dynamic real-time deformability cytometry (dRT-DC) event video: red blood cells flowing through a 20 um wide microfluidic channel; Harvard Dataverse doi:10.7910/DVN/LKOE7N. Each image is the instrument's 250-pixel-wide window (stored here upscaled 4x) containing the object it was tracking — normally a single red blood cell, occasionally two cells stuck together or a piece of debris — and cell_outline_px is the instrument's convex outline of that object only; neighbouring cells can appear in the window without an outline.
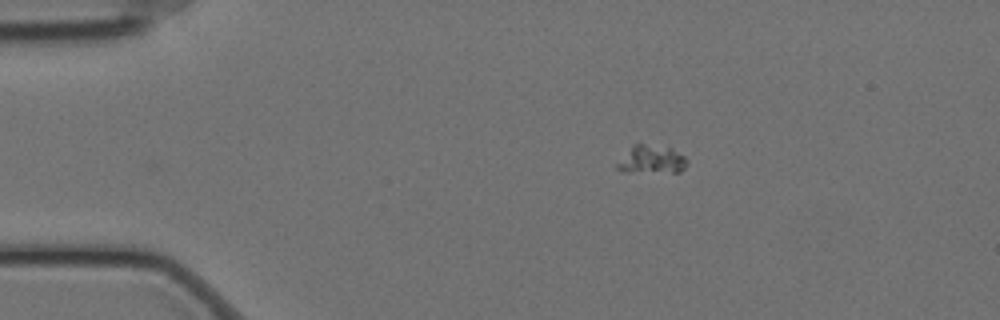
{"species": "Egyptian fruit bat (a non-hibernating species)", "species_latin": "Rousettus aegyptiacus", "temperature_condition": "cold", "stored_images_in_passage": 49, "camera_frame_rate_fps": 3000, "um_per_image_px": 0.085, "animal": {"sex": "female"}, "frame": {"image": 1, "passage_image": 1, "time_ms": 0.0, "image_size_px": [1000, 320], "cell_outline_px": [[688, 160], [684, 168], [680, 172], [624, 172], [616, 168], [616, 164], [632, 144], [668, 144], [684, 156]], "centroid_in_image_um": [55.4, 13.53], "position_along_channel_um": 29.6, "area_um2": 11.91}}
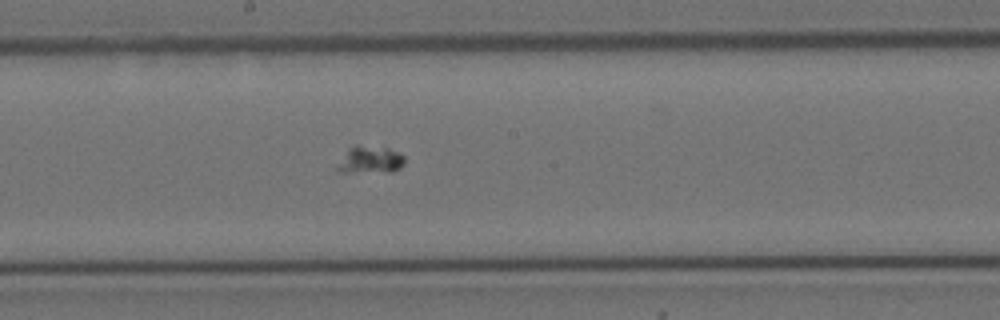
{"frame": {"image": 2, "passage_image": 22, "time_ms": 7.0, "image_size_px": [1000, 320], "cell_outline_px": [[404, 164], [400, 168], [392, 172], [336, 172], [336, 168], [348, 148], [356, 144], [388, 148], [400, 152], [404, 156]], "centroid_in_image_um": [31.48, 13.58], "position_along_channel_um": 216.7, "area_um2": 10.87}}
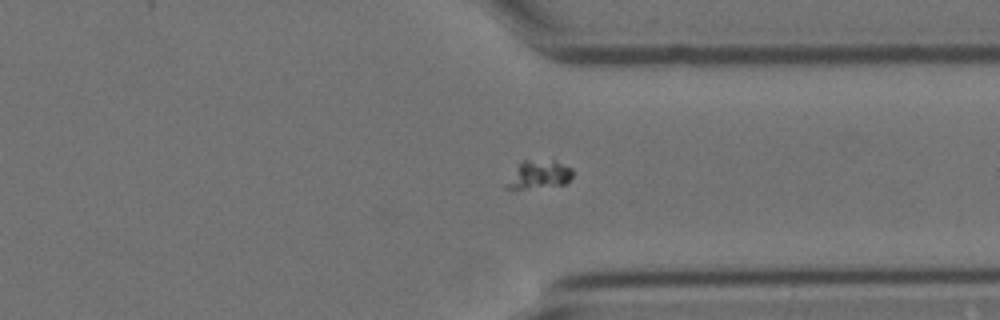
{"frame": {"image": 3, "passage_image": 35, "time_ms": 11.333, "image_size_px": [1000, 320], "cell_outline_px": [[572, 176], [568, 184], [524, 188], [504, 188], [504, 184], [520, 164], [524, 160], [552, 160], [572, 168]], "centroid_in_image_um": [45.83, 14.84], "position_along_channel_um": 365.6, "area_um2": 10.64}}